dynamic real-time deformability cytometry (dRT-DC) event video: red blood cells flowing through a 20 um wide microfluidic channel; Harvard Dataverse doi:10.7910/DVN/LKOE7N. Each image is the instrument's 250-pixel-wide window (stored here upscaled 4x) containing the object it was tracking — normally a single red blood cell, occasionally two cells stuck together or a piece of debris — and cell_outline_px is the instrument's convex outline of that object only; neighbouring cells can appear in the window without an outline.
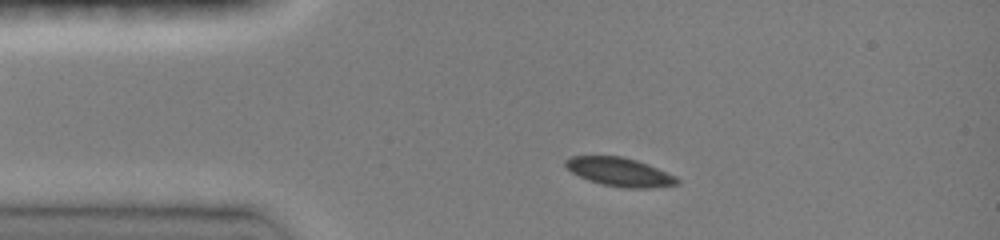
{"species": "common noctule bat (a hibernating species)", "species_latin": "Nyctalus noctula", "temperature_condition": "room temperature", "stored_images_in_passage": 41, "camera_frame_rate_fps": 3000, "um_per_image_px": 0.085, "animal": {"sex": "female", "body_mass_g": 19.0, "forearm_length_mm": 51.5}, "frame": {"image": 1, "passage_image": 6, "time_ms": 1.667, "image_size_px": [1000, 240], "cell_outline_px": [[680, 184], [652, 188], [624, 188], [600, 184], [588, 180], [572, 172], [564, 164], [564, 160], [572, 156], [624, 156], [648, 164], [676, 176], [680, 180]], "centroid_in_image_um": [52.7, 14.62], "position_along_channel_um": 32.3, "area_um2": 18.73}}
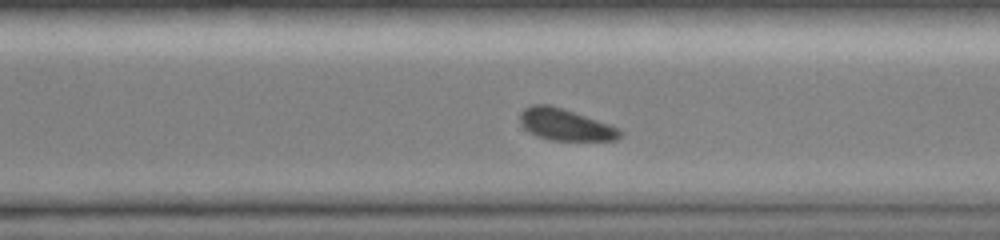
{"frame": {"image": 2, "passage_image": 30, "time_ms": 9.667, "image_size_px": [1000, 240], "cell_outline_px": [[624, 136], [616, 140], [552, 140], [536, 136], [528, 132], [520, 124], [520, 112], [524, 108], [532, 104], [548, 104], [564, 108], [612, 124], [620, 128], [624, 132]], "centroid_in_image_um": [48.1, 10.59], "position_along_channel_um": 322.5, "area_um2": 18.96}}
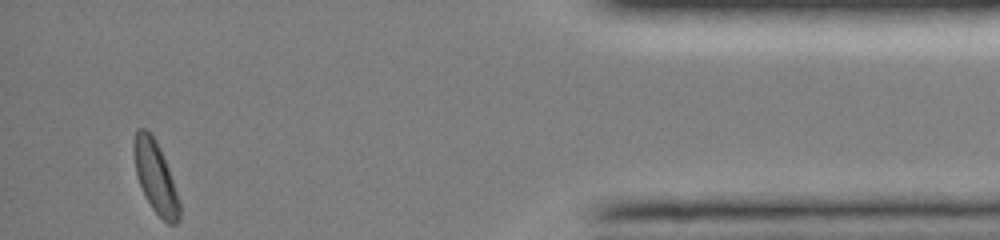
{"frame": {"image": 3, "passage_image": 41, "time_ms": 13.333, "image_size_px": [1000, 240], "cell_outline_px": [[180, 220], [176, 224], [168, 224], [152, 208], [140, 184], [136, 172], [132, 144], [136, 128], [148, 128], [156, 140], [160, 148], [168, 168], [180, 204]], "centroid_in_image_um": [13.2, 14.99], "position_along_channel_um": 422.0, "area_um2": 18.84}, "authors_computed_cell_mechanics": {"area_um2": 18.9584, "velocity_mm_per_s": 4.0429, "shape_relaxation_time_tau1_ms": 3.9747, "shape_relaxation_time_tau2_ms": null, "deformation_change_tau1": 0.1105, "deformation_change_tau2": null}}